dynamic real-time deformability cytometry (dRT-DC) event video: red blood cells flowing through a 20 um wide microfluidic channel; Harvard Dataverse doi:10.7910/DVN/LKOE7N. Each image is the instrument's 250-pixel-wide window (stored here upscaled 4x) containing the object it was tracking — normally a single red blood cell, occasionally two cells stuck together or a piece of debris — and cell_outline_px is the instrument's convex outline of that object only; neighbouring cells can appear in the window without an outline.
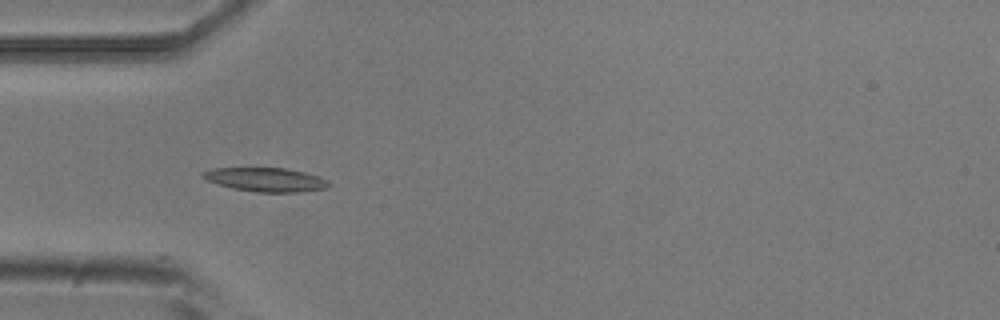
{"species": "common noctule bat (a hibernating species)", "species_latin": "Nyctalus noctula", "temperature_condition": "room temperature", "stored_images_in_passage": 5, "camera_frame_rate_fps": 3000, "um_per_image_px": 0.085, "animal": {"sex": "male", "body_mass_g": 20.5, "forearm_length_mm": 52.5}, "frame": {"image": 1, "passage_image": 4, "time_ms": 1.0, "image_size_px": [1000, 320], "cell_outline_px": [[332, 184], [328, 188], [300, 192], [256, 192], [232, 188], [208, 180], [200, 176], [200, 172], [212, 168], [284, 168], [304, 172], [320, 176], [328, 180]], "centroid_in_image_um": [22.62, 15.27], "position_along_channel_um": 62.4, "area_um2": 17.63}}
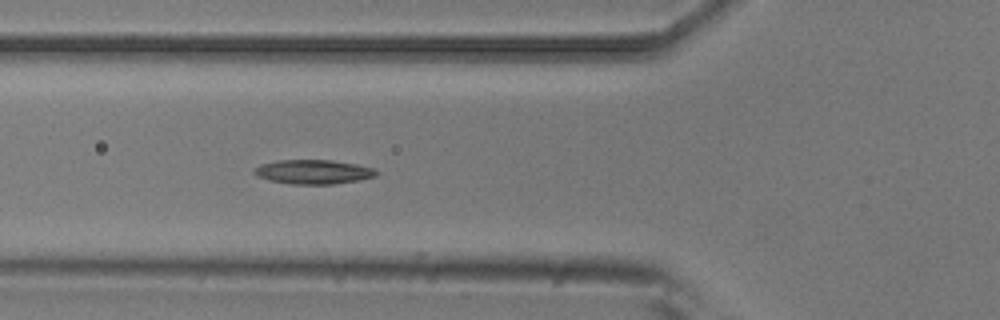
{"frame": {"image": 2, "passage_image": 5, "time_ms": 1.333, "image_size_px": [1000, 320], "cell_outline_px": [[380, 172], [376, 176], [360, 180], [332, 184], [292, 184], [268, 180], [256, 176], [252, 172], [252, 168], [260, 164], [276, 160], [332, 160], [356, 164], [372, 168]], "centroid_in_image_um": [26.59, 14.6], "position_along_channel_um": 99.2, "area_um2": 17.46}}